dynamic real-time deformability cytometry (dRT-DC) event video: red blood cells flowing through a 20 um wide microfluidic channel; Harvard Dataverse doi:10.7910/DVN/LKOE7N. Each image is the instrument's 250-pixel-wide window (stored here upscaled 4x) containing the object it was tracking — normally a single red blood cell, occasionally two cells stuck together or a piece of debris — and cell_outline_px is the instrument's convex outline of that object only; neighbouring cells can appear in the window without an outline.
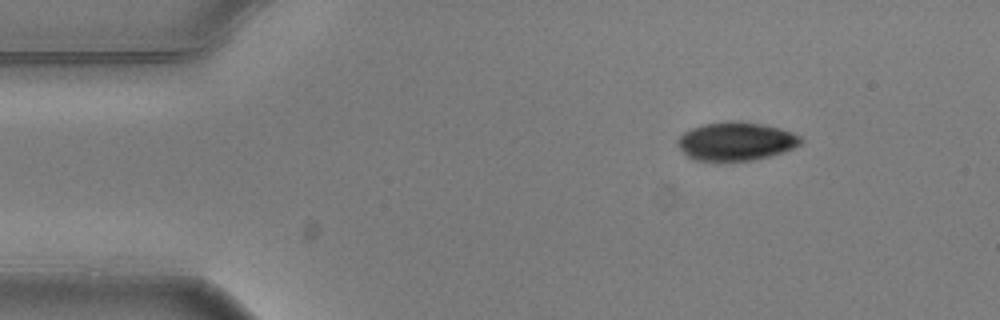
{"species": "common noctule bat (a hibernating species)", "species_latin": "Nyctalus noctula", "temperature_condition": "warm", "stored_images_in_passage": 3, "camera_frame_rate_fps": 3000, "um_per_image_px": 0.085, "animal": {"sex": "male", "body_mass_g": 20.5, "forearm_length_mm": 52.5}, "frame": {"image": 1, "passage_image": 1, "time_ms": 0.0, "image_size_px": [1000, 320], "cell_outline_px": [[804, 140], [800, 144], [784, 152], [772, 156], [752, 160], [720, 164], [692, 160], [680, 148], [676, 140], [684, 132], [692, 128], [704, 124], [764, 124], [780, 128], [792, 132], [800, 136]], "centroid_in_image_um": [62.55, 12.1], "position_along_channel_um": 22.5, "area_um2": 27.51}}